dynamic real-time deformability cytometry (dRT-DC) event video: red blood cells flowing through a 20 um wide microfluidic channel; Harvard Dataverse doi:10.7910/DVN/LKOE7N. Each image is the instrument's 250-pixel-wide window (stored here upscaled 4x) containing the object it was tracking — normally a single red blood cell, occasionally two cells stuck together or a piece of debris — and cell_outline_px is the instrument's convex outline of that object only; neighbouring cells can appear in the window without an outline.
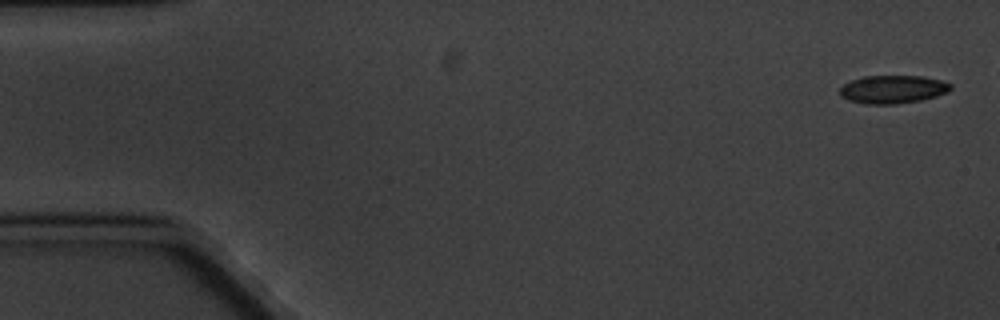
{"species": "common noctule bat (a hibernating species)", "species_latin": "Nyctalus noctula", "temperature_condition": "cold", "stored_images_in_passage": 8, "camera_frame_rate_fps": 3000, "um_per_image_px": 0.085, "animal": {"sex": "male", "body_mass_g": 20.1, "forearm_length_mm": 53.5}, "frame": {"image": 1, "passage_image": 1, "time_ms": 0.0, "image_size_px": [1000, 320], "cell_outline_px": [[952, 88], [948, 92], [936, 96], [920, 100], [896, 104], [868, 104], [848, 100], [840, 96], [840, 88], [844, 84], [852, 80], [864, 76], [920, 76], [944, 80], [952, 84]], "centroid_in_image_um": [75.91, 7.59], "position_along_channel_um": 9.1, "area_um2": 18.21}}